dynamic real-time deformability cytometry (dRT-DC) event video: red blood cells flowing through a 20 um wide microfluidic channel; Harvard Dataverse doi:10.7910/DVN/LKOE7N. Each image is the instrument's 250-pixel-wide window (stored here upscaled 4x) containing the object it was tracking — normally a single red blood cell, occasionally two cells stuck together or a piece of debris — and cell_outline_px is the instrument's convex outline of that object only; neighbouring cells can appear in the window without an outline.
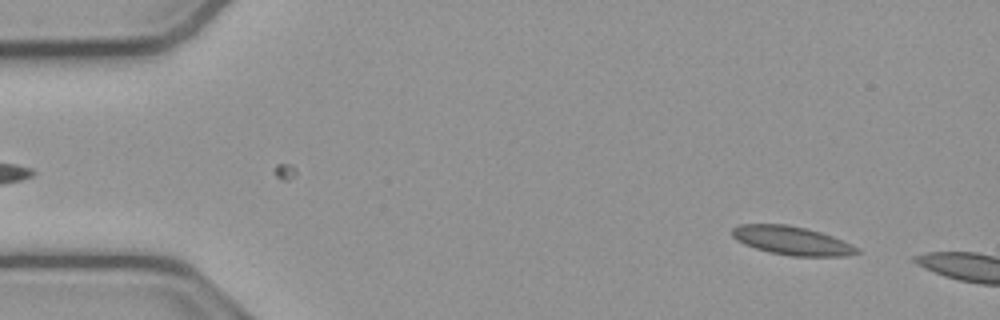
{"species": "common noctule bat (a hibernating species)", "species_latin": "Nyctalus noctula", "temperature_condition": "cold", "stored_images_in_passage": 7, "camera_frame_rate_fps": 3000, "um_per_image_px": 0.085, "animal": {"sex": "male", "body_mass_g": 23.1, "forearm_length_mm": 52.7}, "frame": {"image": 1, "passage_image": 4, "time_ms": 1.0, "image_size_px": [1000, 320], "cell_outline_px": [[860, 252], [848, 256], [792, 256], [768, 252], [744, 244], [736, 240], [732, 236], [732, 228], [740, 224], [784, 224], [804, 228], [820, 232], [832, 236], [860, 248]], "centroid_in_image_um": [67.31, 20.46], "position_along_channel_um": 17.7, "area_um2": 20.75}}